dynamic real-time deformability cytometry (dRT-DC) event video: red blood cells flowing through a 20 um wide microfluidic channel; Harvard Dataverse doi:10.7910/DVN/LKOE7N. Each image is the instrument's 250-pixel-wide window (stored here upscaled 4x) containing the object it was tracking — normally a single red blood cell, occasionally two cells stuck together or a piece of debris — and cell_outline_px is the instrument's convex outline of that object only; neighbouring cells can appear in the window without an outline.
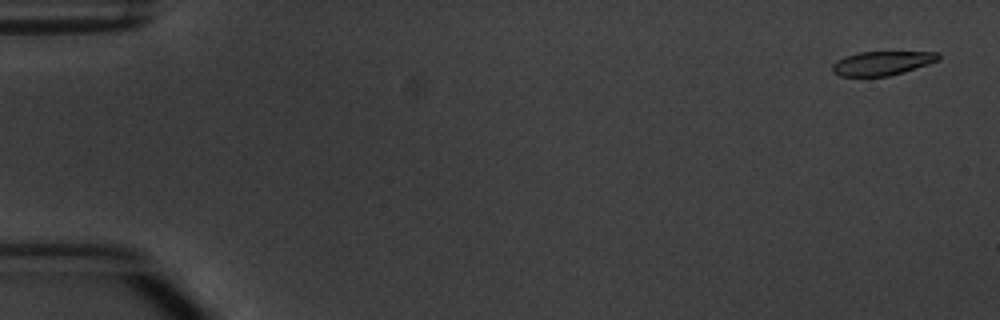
{"species": "common noctule bat (a hibernating species)", "species_latin": "Nyctalus noctula", "temperature_condition": "warm", "stored_images_in_passage": 5, "camera_frame_rate_fps": 3000, "um_per_image_px": 0.085, "animal": {"sex": "male", "body_mass_g": 20.1, "forearm_length_mm": 53.5}, "frame": {"image": 1, "passage_image": 1, "time_ms": 0.0, "image_size_px": [1000, 320], "cell_outline_px": [[940, 60], [928, 64], [888, 76], [840, 76], [832, 72], [832, 64], [836, 60], [844, 56], [860, 52], [940, 52]], "centroid_in_image_um": [74.95, 5.36], "position_along_channel_um": 10.1, "area_um2": 14.8}}
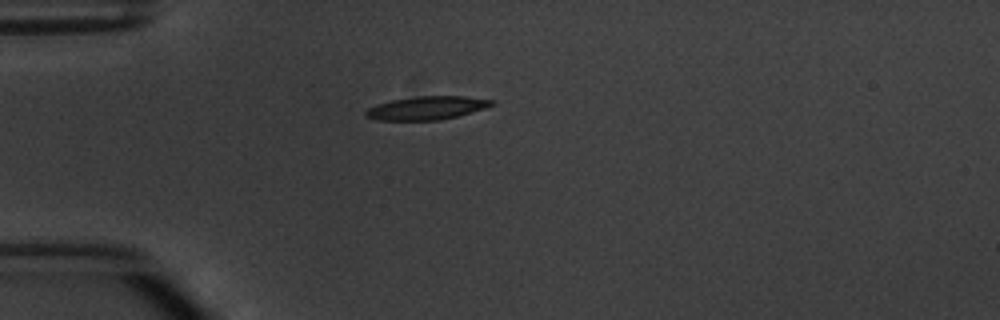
{"frame": {"image": 2, "passage_image": 4, "time_ms": 4.333, "image_size_px": [1000, 320], "cell_outline_px": [[496, 104], [484, 108], [456, 116], [440, 120], [376, 120], [364, 116], [364, 112], [368, 108], [376, 104], [392, 100], [416, 96], [464, 96], [496, 100]], "centroid_in_image_um": [36.26, 9.17], "position_along_channel_um": 48.7, "area_um2": 17.17}}